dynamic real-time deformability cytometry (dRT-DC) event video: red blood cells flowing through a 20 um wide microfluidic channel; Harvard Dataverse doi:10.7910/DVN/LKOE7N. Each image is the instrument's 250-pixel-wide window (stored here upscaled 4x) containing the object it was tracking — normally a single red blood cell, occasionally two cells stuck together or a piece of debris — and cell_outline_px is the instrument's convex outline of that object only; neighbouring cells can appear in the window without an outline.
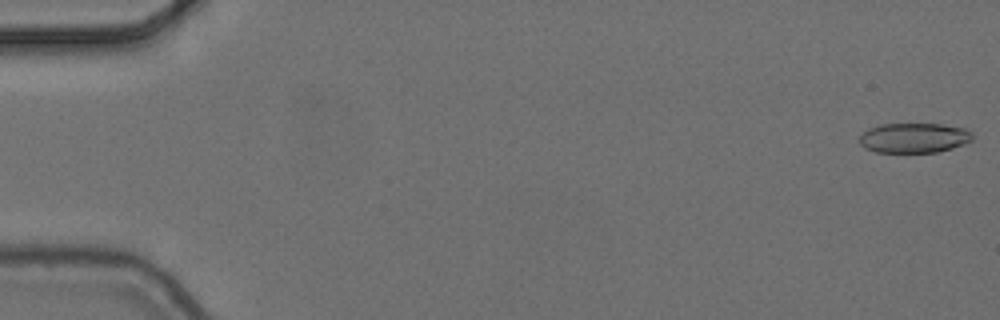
{"species": "common noctule bat (a hibernating species)", "species_latin": "Nyctalus noctula", "temperature_condition": "cold", "stored_images_in_passage": 5, "camera_frame_rate_fps": 3000, "um_per_image_px": 0.085, "animal": {"sex": "female", "body_mass_g": 24.6, "forearm_length_mm": 56.2}, "frame": {"image": 1, "passage_image": 1, "time_ms": 0.0, "image_size_px": [1000, 320], "cell_outline_px": [[972, 140], [964, 144], [952, 148], [936, 152], [876, 152], [864, 148], [860, 144], [860, 136], [868, 128], [880, 124], [940, 124], [964, 128], [972, 132]], "centroid_in_image_um": [77.68, 11.72], "position_along_channel_um": 7.3, "area_um2": 19.65}}
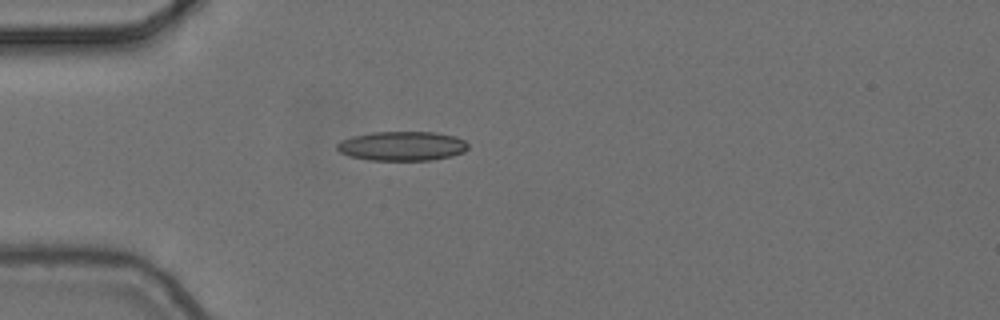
{"frame": {"image": 2, "passage_image": 4, "time_ms": 1.0, "image_size_px": [1000, 320], "cell_outline_px": [[468, 148], [464, 152], [452, 156], [432, 160], [368, 160], [348, 156], [340, 152], [336, 148], [336, 144], [340, 140], [352, 136], [372, 132], [436, 132], [456, 136], [464, 140], [468, 144]], "centroid_in_image_um": [34.17, 12.41], "position_along_channel_um": 50.8, "area_um2": 22.66}}